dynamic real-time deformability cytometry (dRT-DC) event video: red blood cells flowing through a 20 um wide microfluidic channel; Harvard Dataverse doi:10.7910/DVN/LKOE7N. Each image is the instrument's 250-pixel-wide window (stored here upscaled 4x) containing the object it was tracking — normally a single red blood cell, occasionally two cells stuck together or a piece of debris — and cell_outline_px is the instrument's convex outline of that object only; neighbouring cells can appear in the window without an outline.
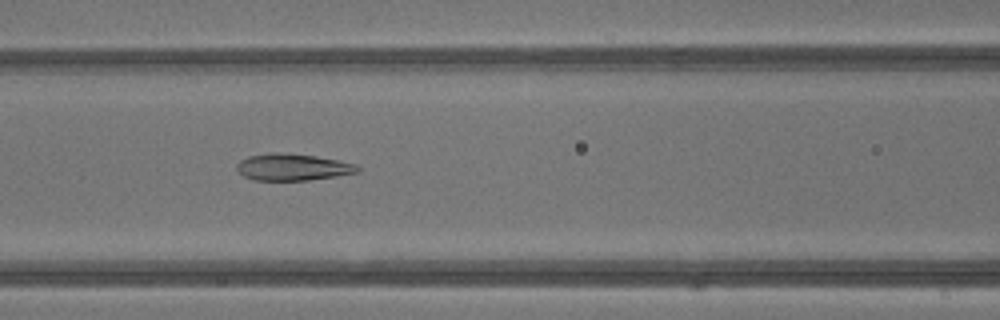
{"species": "common noctule bat (a hibernating species)", "species_latin": "Nyctalus noctula", "temperature_condition": "warm", "stored_images_in_passage": 32, "camera_frame_rate_fps": 3000, "um_per_image_px": 0.085, "animal": {"sex": "male", "body_mass_g": 13.3}, "frame": {"image": 1, "passage_image": 8, "time_ms": 2.333, "image_size_px": [1000, 320], "cell_outline_px": [[360, 172], [336, 176], [308, 180], [256, 180], [244, 176], [236, 168], [236, 164], [240, 160], [248, 156], [272, 152], [276, 152], [316, 156], [356, 164], [360, 168]], "centroid_in_image_um": [24.87, 14.2], "position_along_channel_um": 141.7, "area_um2": 18.73}}
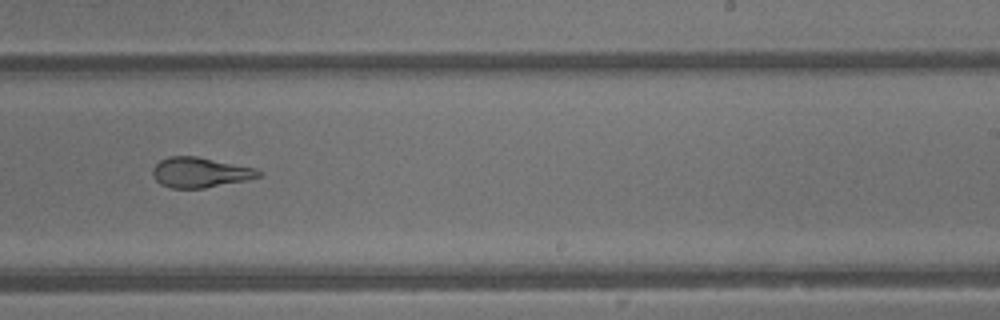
{"frame": {"image": 2, "passage_image": 16, "time_ms": 5.0, "image_size_px": [1000, 320], "cell_outline_px": [[260, 176], [244, 180], [204, 188], [168, 188], [160, 184], [152, 176], [152, 168], [160, 160], [168, 156], [196, 156], [256, 168], [260, 172]], "centroid_in_image_um": [16.94, 14.65], "position_along_channel_um": 272.1, "area_um2": 18.5}}
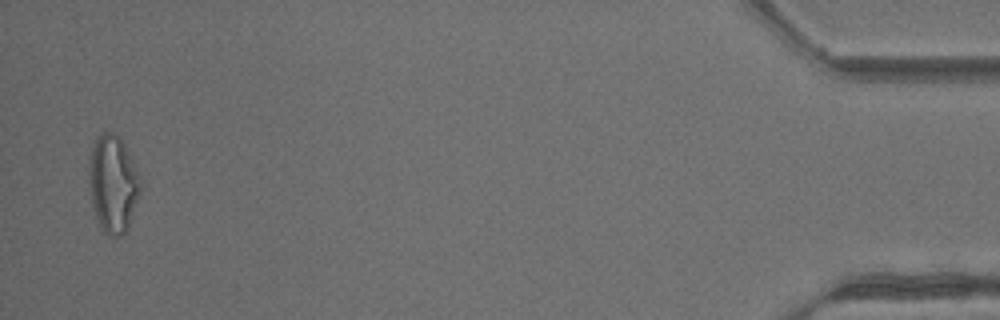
{"frame": {"image": 3, "passage_image": 31, "time_ms": 10.0, "image_size_px": [1000, 320], "cell_outline_px": [[140, 192], [128, 228], [120, 236], [108, 236], [104, 232], [96, 216], [92, 204], [88, 180], [88, 172], [92, 148], [96, 136], [104, 132], [112, 132], [120, 136], [140, 176]], "centroid_in_image_um": [9.6, 15.61], "position_along_channel_um": 425.6, "area_um2": 29.02}, "authors_computed_cell_mechanics": {"area_um2": 20.5479, "velocity_mm_per_s": 4.8914, "shape_relaxation_time_tau1_ms": null, "shape_relaxation_time_tau2_ms": 1.5572, "deformation_change_tau1": null, "deformation_change_tau2": 0.0872}}